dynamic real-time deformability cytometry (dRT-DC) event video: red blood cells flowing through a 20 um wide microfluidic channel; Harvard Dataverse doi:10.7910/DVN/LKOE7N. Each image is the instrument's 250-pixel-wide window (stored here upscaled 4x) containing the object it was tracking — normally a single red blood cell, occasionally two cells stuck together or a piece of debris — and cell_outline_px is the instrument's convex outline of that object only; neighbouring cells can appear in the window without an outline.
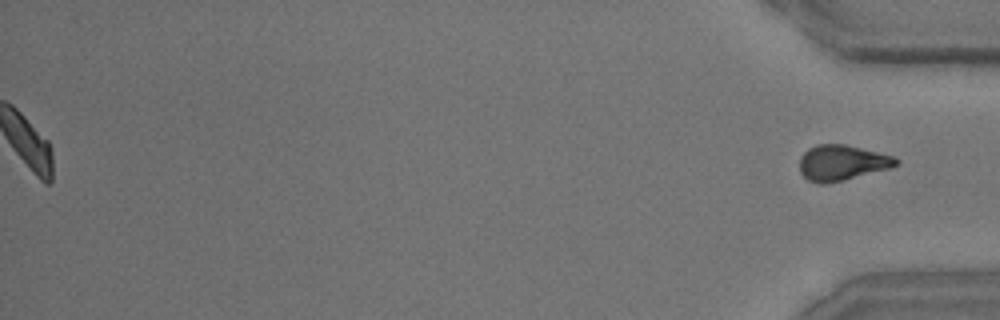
{"species": "common noctule bat (a hibernating species)", "species_latin": "Nyctalus noctula", "temperature_condition": "room temperature", "stored_images_in_passage": 55, "segment_of_instrument_passage": [2, 2], "camera_frame_rate_fps": 3000, "um_per_image_px": 0.085, "animal": {"sex": "male", "body_mass_g": 15.6}, "frame": {"image": 1, "passage_image": 55, "time_ms": 18.0, "image_size_px": [1000, 320], "cell_outline_px": [[900, 164], [888, 168], [844, 180], [824, 184], [820, 184], [808, 180], [800, 172], [800, 156], [808, 148], [816, 144], [844, 144], [892, 156], [900, 160]], "centroid_in_image_um": [71.53, 13.83], "position_along_channel_um": 363.7, "area_um2": 19.77}}